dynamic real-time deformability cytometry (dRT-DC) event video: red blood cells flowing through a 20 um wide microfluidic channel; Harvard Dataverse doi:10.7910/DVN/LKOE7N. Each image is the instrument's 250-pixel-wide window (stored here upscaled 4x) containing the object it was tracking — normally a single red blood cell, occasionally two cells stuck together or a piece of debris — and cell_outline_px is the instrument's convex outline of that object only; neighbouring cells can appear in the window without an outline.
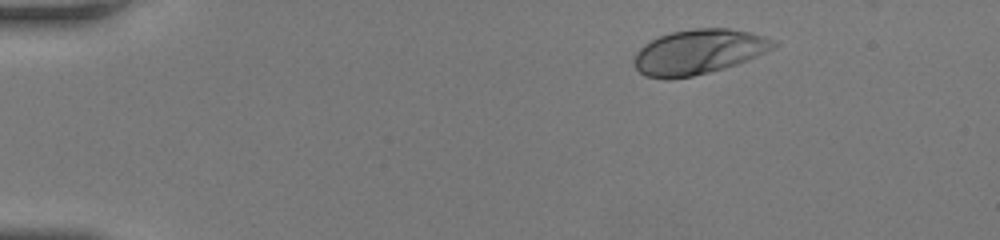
{"species": "human", "species_latin": "Homo sapiens", "temperature_condition": "room temperature", "stored_images_in_passage": 44, "camera_frame_rate_fps": 3000, "um_per_image_px": 0.085, "donor": {"sex": "female"}, "frame": {"image": 1, "passage_image": 1, "time_ms": 0.0, "image_size_px": [1000, 240], "cell_outline_px": [[780, 44], [776, 48], [748, 60], [724, 68], [692, 76], [644, 76], [632, 64], [632, 60], [636, 52], [644, 44], [660, 36], [672, 32], [696, 28], [728, 28], [748, 32], [764, 36], [776, 40]], "centroid_in_image_um": [59.44, 4.37], "position_along_channel_um": 25.6, "area_um2": 36.01}}
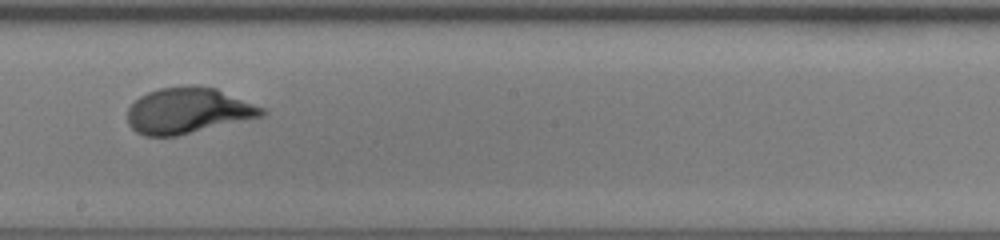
{"frame": {"image": 2, "passage_image": 23, "time_ms": 7.333, "image_size_px": [1000, 240], "cell_outline_px": [[268, 112], [264, 116], [176, 136], [144, 136], [136, 132], [128, 124], [128, 108], [140, 96], [148, 92], [160, 88], [192, 84], [216, 88], [264, 108]], "centroid_in_image_um": [15.99, 9.4], "position_along_channel_um": 232.2, "area_um2": 35.95}}
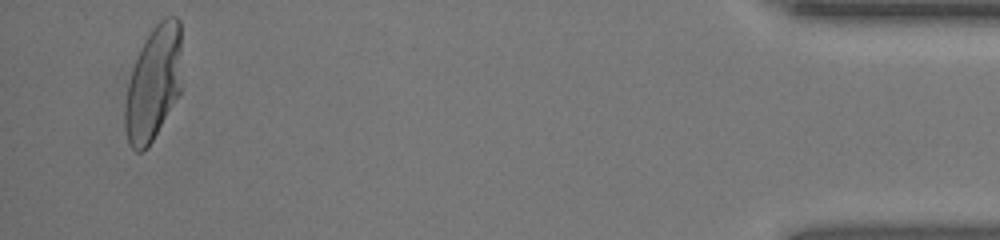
{"frame": {"image": 3, "passage_image": 42, "time_ms": 13.667, "image_size_px": [1000, 240], "cell_outline_px": [[180, 92], [148, 148], [140, 152], [136, 152], [128, 144], [124, 128], [124, 104], [128, 84], [132, 68], [140, 48], [144, 40], [152, 28], [164, 16], [176, 16], [180, 20]], "centroid_in_image_um": [13.01, 7.1], "position_along_channel_um": 422.2, "area_um2": 37.97}, "authors_computed_cell_mechanics": {"area_um2": 35.8938, "velocity_mm_per_s": 4.1512, "shape_relaxation_time_tau1_ms": 3.3588, "shape_relaxation_time_tau2_ms": null, "deformation_change_tau1": 0.2, "deformation_change_tau2": null}}